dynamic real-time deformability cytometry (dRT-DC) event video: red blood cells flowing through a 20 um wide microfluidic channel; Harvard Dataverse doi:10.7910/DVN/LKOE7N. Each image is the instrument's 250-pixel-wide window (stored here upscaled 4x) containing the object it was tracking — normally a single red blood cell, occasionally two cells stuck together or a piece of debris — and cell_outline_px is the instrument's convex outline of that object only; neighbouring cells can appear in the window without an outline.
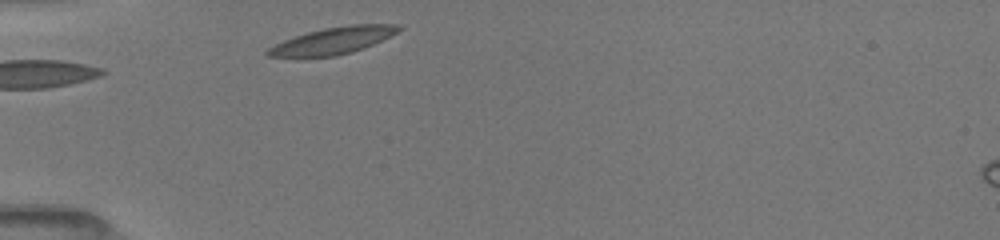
{"species": "common noctule bat (a hibernating species)", "species_latin": "Nyctalus noctula", "temperature_condition": "room temperature", "stored_images_in_passage": 7, "camera_frame_rate_fps": 3000, "um_per_image_px": 0.085, "animal": {"sex": "female", "body_mass_g": 19.5, "forearm_length_mm": 54.1}, "frame": {"image": 1, "passage_image": 1, "time_ms": 0.0, "image_size_px": [1000, 240], "cell_outline_px": [[404, 28], [364, 48], [352, 52], [336, 56], [268, 56], [264, 52], [268, 48], [292, 36], [324, 28], [348, 24], [400, 24]], "centroid_in_image_um": [28.32, 3.43], "position_along_channel_um": 56.7, "area_um2": 20.23}}
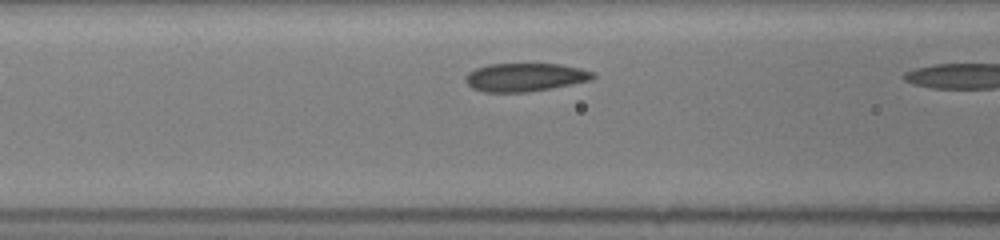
{"frame": {"image": 2, "passage_image": 6, "time_ms": 1.0, "image_size_px": [1000, 240], "cell_outline_px": [[596, 76], [592, 80], [552, 88], [528, 92], [484, 92], [472, 88], [464, 80], [464, 76], [468, 72], [476, 68], [488, 64], [560, 64], [580, 68], [592, 72]], "centroid_in_image_um": [44.61, 6.57], "position_along_channel_um": 122.0, "area_um2": 21.1}}